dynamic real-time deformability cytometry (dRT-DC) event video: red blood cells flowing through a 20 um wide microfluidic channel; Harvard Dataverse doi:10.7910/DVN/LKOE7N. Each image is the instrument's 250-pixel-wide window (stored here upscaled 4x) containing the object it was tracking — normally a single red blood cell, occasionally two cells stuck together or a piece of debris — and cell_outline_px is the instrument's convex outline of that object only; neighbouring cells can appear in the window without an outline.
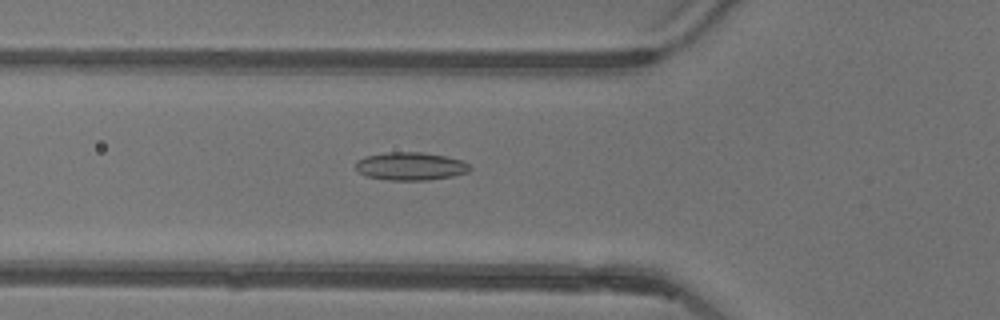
{"species": "common noctule bat (a hibernating species)", "species_latin": "Nyctalus noctula", "temperature_condition": "warm", "stored_images_in_passage": 52, "camera_frame_rate_fps": 3000, "um_per_image_px": 0.085, "animal": {"sex": "female"}, "frame": {"image": 1, "passage_image": 18, "time_ms": 5.667, "image_size_px": [1000, 320], "cell_outline_px": [[472, 168], [468, 172], [452, 176], [428, 180], [388, 180], [364, 176], [356, 172], [356, 160], [364, 156], [384, 152], [424, 152], [464, 160]], "centroid_in_image_um": [34.86, 14.12], "position_along_channel_um": 90.9, "area_um2": 18.96}}
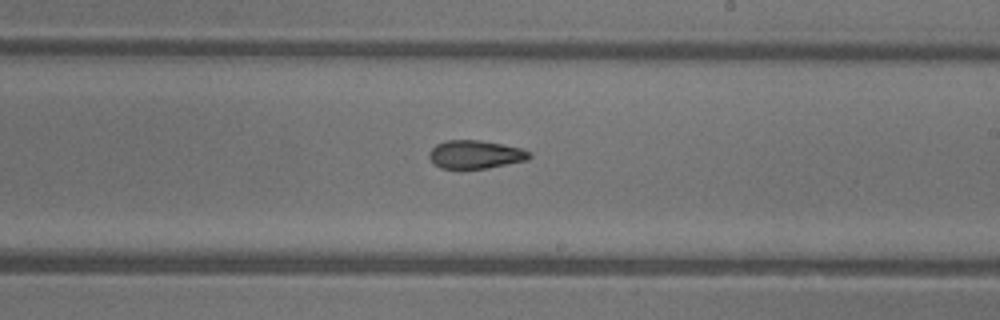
{"frame": {"image": 2, "passage_image": 30, "time_ms": 9.667, "image_size_px": [1000, 320], "cell_outline_px": [[532, 156], [528, 160], [488, 168], [440, 168], [428, 156], [428, 152], [436, 144], [444, 140], [480, 140], [520, 148], [532, 152]], "centroid_in_image_um": [40.42, 13.12], "position_along_channel_um": 248.6, "area_um2": 16.47}}
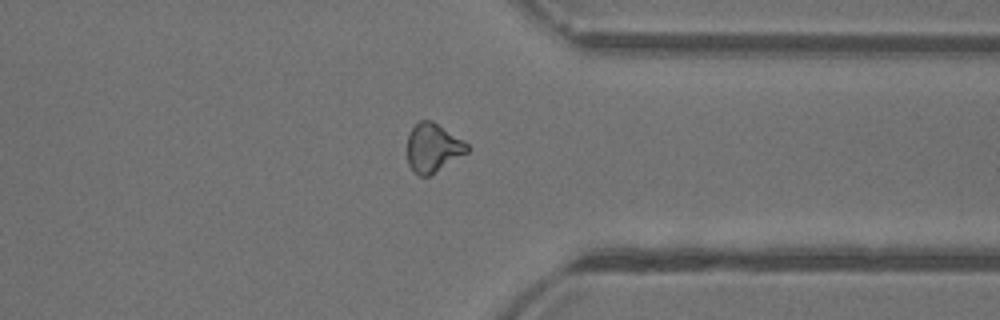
{"frame": {"image": 3, "passage_image": 40, "time_ms": 13.0, "image_size_px": [1000, 320], "cell_outline_px": [[472, 148], [468, 152], [428, 176], [420, 176], [408, 164], [408, 136], [412, 128], [420, 120], [432, 120], [464, 140]], "centroid_in_image_um": [36.83, 12.54], "position_along_channel_um": 374.6, "area_um2": 16.88}, "authors_computed_cell_mechanics": {"area_um2": 17.5134, "velocity_mm_per_s": 3.9228, "shape_relaxation_time_tau1_ms": null, "shape_relaxation_time_tau2_ms": 2.9974, "deformation_change_tau1": null, "deformation_change_tau2": 0.0982}}